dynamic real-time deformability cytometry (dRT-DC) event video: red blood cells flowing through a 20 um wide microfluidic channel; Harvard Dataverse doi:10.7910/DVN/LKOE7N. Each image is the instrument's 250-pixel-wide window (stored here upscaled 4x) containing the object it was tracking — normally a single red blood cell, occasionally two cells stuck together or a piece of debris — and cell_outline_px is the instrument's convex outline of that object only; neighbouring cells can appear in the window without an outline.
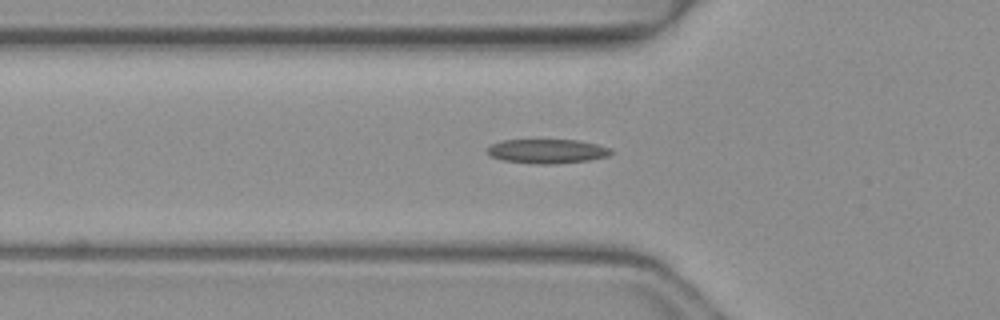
{"species": "common noctule bat (a hibernating species)", "species_latin": "Nyctalus noctula", "temperature_condition": "warm", "stored_images_in_passage": 10, "camera_frame_rate_fps": 3000, "um_per_image_px": 0.085, "animal": {"sex": "female", "body_mass_g": 19.3, "forearm_length_mm": 54.1}, "frame": {"image": 1, "passage_image": 2, "time_ms": 0.333, "image_size_px": [1000, 320], "cell_outline_px": [[612, 152], [608, 156], [588, 160], [556, 164], [532, 164], [504, 160], [492, 156], [488, 152], [488, 148], [492, 144], [500, 140], [576, 140], [596, 144], [612, 148]], "centroid_in_image_um": [46.53, 12.85], "position_along_channel_um": 79.3, "area_um2": 17.4}}
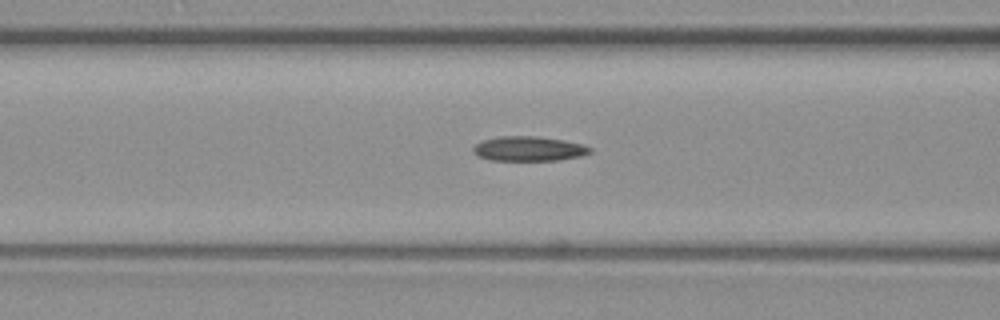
{"frame": {"image": 2, "passage_image": 5, "time_ms": 1.333, "image_size_px": [1000, 320], "cell_outline_px": [[592, 152], [580, 156], [560, 160], [492, 160], [476, 156], [472, 152], [472, 148], [476, 144], [484, 140], [500, 136], [536, 136], [564, 140], [584, 144], [592, 148]], "centroid_in_image_um": [44.95, 12.64], "position_along_channel_um": 121.6, "area_um2": 16.88}}
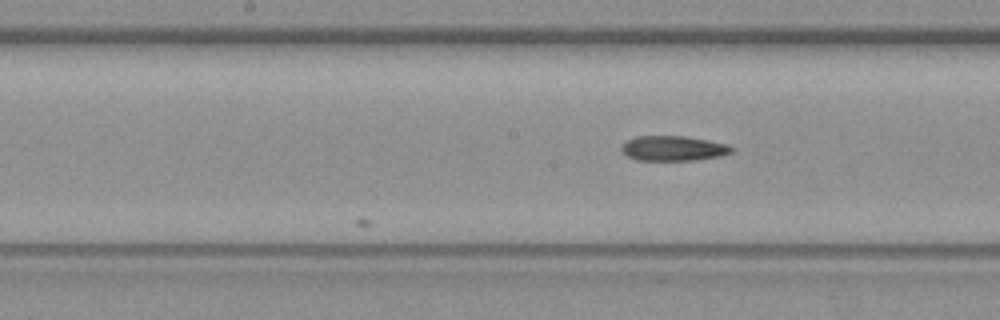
{"frame": {"image": 3, "passage_image": 10, "time_ms": 3.0, "image_size_px": [1000, 320], "cell_outline_px": [[732, 152], [720, 156], [696, 160], [636, 160], [620, 152], [620, 148], [628, 140], [636, 136], [684, 136], [708, 140], [728, 144], [732, 148]], "centroid_in_image_um": [57.21, 12.61], "position_along_channel_um": 191.0, "area_um2": 16.01}}